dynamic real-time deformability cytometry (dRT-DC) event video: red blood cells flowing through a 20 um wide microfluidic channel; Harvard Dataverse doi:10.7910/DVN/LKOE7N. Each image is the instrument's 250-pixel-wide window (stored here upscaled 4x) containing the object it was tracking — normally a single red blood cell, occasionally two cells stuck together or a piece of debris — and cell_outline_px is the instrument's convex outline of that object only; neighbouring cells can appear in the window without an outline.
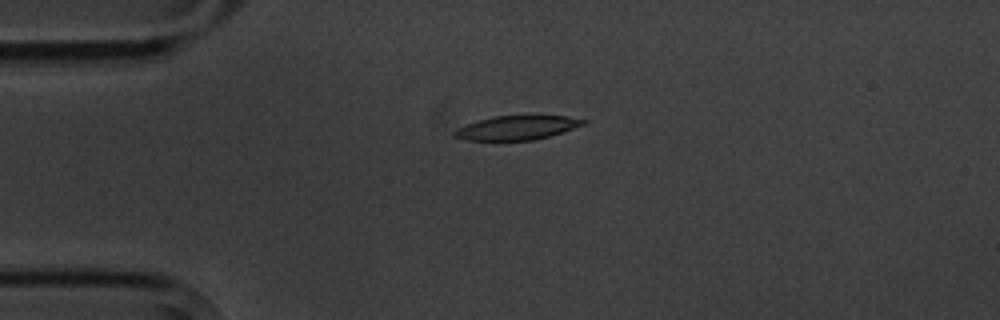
{"species": "common noctule bat (a hibernating species)", "species_latin": "Nyctalus noctula", "temperature_condition": "cold", "stored_images_in_passage": 2, "camera_frame_rate_fps": 3000, "um_per_image_px": 0.085, "animal": {"sex": "male", "body_mass_g": 20.1, "forearm_length_mm": 53.5}, "frame": {"image": 1, "passage_image": 1, "time_ms": 0.0, "image_size_px": [1000, 320], "cell_outline_px": [[588, 124], [548, 136], [532, 140], [464, 140], [452, 136], [452, 132], [456, 128], [480, 120], [496, 116], [568, 116], [588, 120]], "centroid_in_image_um": [43.95, 10.86], "position_along_channel_um": 41.0, "area_um2": 17.98}}